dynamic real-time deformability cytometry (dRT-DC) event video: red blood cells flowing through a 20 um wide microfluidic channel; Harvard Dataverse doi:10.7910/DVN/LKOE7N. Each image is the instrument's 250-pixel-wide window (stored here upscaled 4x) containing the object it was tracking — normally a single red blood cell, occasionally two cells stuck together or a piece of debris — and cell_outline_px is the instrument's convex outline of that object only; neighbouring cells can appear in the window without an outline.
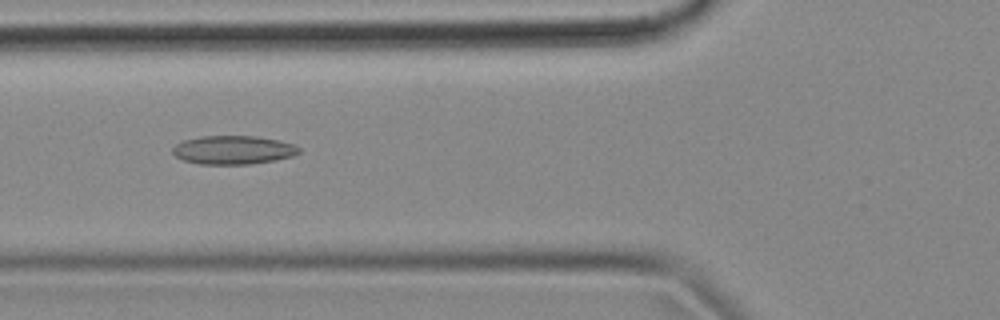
{"species": "common noctule bat (a hibernating species)", "species_latin": "Nyctalus noctula", "temperature_condition": "cold", "stored_images_in_passage": 53, "camera_frame_rate_fps": 3000, "um_per_image_px": 0.085, "animal": {"sex": "female", "body_mass_g": 18.4}, "frame": {"image": 1, "passage_image": 19, "time_ms": 6.0, "image_size_px": [1000, 320], "cell_outline_px": [[300, 152], [292, 156], [276, 160], [252, 164], [200, 164], [184, 160], [176, 156], [172, 152], [172, 148], [176, 144], [184, 140], [200, 136], [256, 136], [280, 140], [292, 144], [300, 148]], "centroid_in_image_um": [19.83, 12.74], "position_along_channel_um": 106.0, "area_um2": 21.1}}
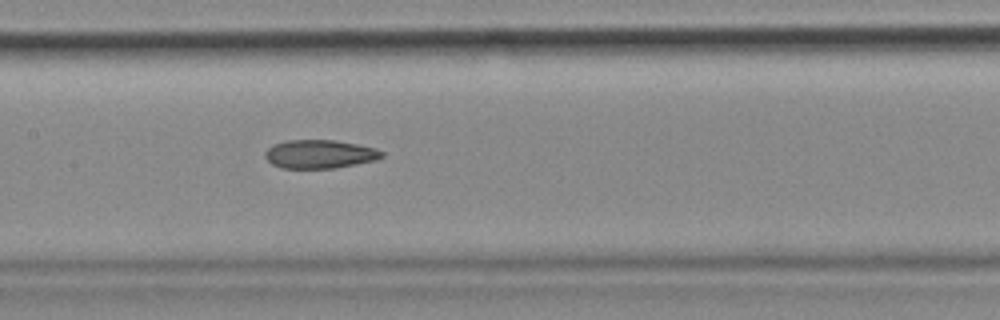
{"frame": {"image": 2, "passage_image": 25, "time_ms": 8.0, "image_size_px": [1000, 320], "cell_outline_px": [[384, 156], [376, 160], [336, 168], [280, 168], [272, 164], [264, 156], [264, 152], [272, 144], [288, 140], [336, 140], [376, 148], [384, 152]], "centroid_in_image_um": [27.17, 13.1], "position_along_channel_um": 180.2, "area_um2": 19.54}}
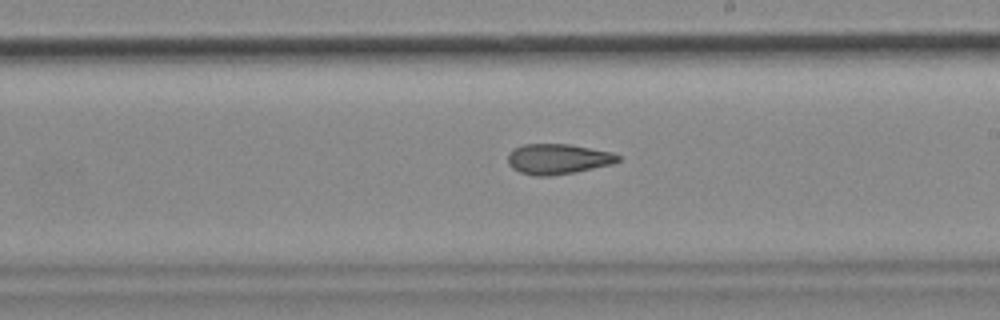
{"frame": {"image": 3, "passage_image": 30, "time_ms": 9.667, "image_size_px": [1000, 320], "cell_outline_px": [[620, 160], [612, 164], [576, 172], [548, 176], [536, 176], [520, 172], [512, 168], [508, 164], [508, 152], [512, 148], [524, 144], [568, 144], [612, 152], [620, 156]], "centroid_in_image_um": [47.39, 13.51], "position_along_channel_um": 241.6, "area_um2": 19.54}, "authors_computed_cell_mechanics": {"area_um2": 20.4612, "velocity_mm_per_s": 3.6948, "shape_relaxation_time_tau1_ms": null, "shape_relaxation_time_tau2_ms": 4.2115, "deformation_change_tau1": null, "deformation_change_tau2": 0.1292}}